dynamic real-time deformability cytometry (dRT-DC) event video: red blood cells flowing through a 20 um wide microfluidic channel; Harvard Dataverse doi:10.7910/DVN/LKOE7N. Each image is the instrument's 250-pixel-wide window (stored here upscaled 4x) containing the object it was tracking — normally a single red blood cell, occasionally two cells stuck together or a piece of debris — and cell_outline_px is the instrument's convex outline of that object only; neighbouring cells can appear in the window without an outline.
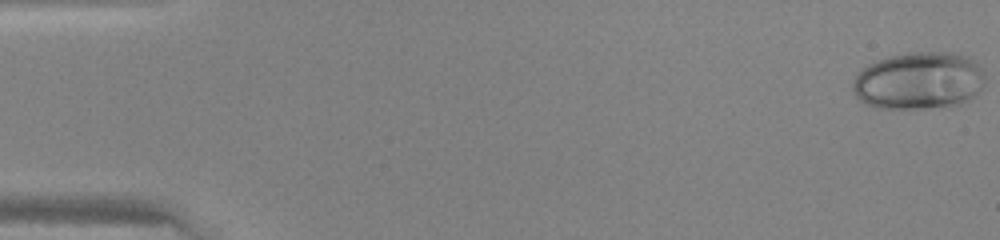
{"species": "human", "species_latin": "Homo sapiens", "temperature_condition": "warm", "stored_images_in_passage": 47, "camera_frame_rate_fps": 3000, "um_per_image_px": 0.085, "donor": {"sex": "female"}, "frame": {"image": 1, "passage_image": 1, "time_ms": 0.0, "image_size_px": [1000, 240], "cell_outline_px": [[984, 84], [972, 96], [960, 104], [948, 108], [880, 108], [864, 104], [856, 96], [852, 88], [852, 84], [856, 76], [868, 64], [876, 60], [888, 56], [908, 52], [952, 52], [972, 56], [980, 68], [984, 76]], "centroid_in_image_um": [78.11, 6.85], "position_along_channel_um": 6.9, "area_um2": 44.62}}
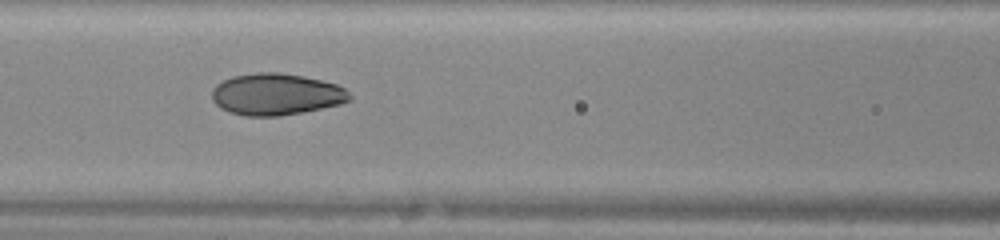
{"frame": {"image": 2, "passage_image": 21, "time_ms": 6.667, "image_size_px": [1000, 240], "cell_outline_px": [[352, 100], [340, 104], [304, 112], [280, 116], [244, 116], [228, 112], [220, 108], [212, 100], [212, 88], [216, 84], [232, 76], [256, 72], [280, 72], [304, 76], [336, 84], [344, 88], [352, 96]], "centroid_in_image_um": [23.46, 8.02], "position_along_channel_um": 143.1, "area_um2": 33.76}}
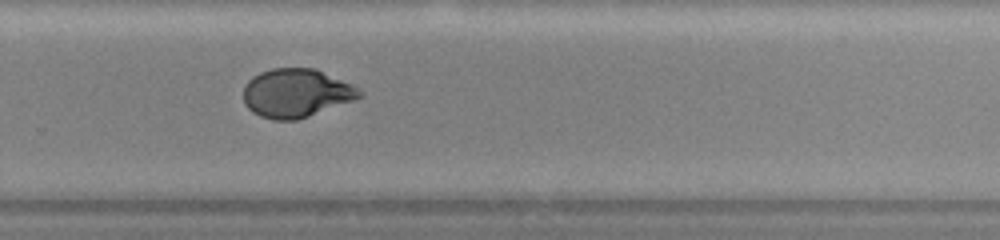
{"frame": {"image": 3, "passage_image": 32, "time_ms": 10.333, "image_size_px": [1000, 240], "cell_outline_px": [[364, 96], [356, 100], [296, 120], [272, 120], [260, 116], [252, 112], [244, 104], [244, 84], [252, 76], [260, 72], [272, 68], [316, 68], [352, 84], [360, 88], [364, 92]], "centroid_in_image_um": [25.2, 7.91], "position_along_channel_um": 304.6, "area_um2": 33.29}}